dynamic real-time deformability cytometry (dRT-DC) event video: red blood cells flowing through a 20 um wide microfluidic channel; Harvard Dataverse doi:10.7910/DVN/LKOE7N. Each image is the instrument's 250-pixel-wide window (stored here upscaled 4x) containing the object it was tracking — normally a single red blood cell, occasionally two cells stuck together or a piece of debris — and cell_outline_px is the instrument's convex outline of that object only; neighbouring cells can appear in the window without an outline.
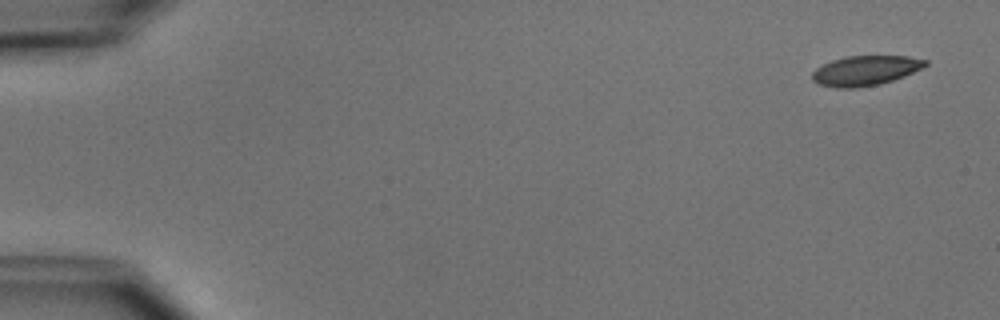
{"species": "common noctule bat (a hibernating species)", "species_latin": "Nyctalus noctula", "temperature_condition": "cold", "stored_images_in_passage": 8, "camera_frame_rate_fps": 3000, "um_per_image_px": 0.085, "animal": {"sex": "male", "body_mass_g": 15.6}, "frame": {"image": 1, "passage_image": 1, "time_ms": 0.0, "image_size_px": [1000, 320], "cell_outline_px": [[928, 64], [904, 76], [880, 84], [856, 88], [836, 88], [820, 84], [812, 80], [812, 72], [816, 68], [832, 60], [848, 56], [908, 56], [928, 60]], "centroid_in_image_um": [73.54, 6.0], "position_along_channel_um": 11.5, "area_um2": 19.54}}
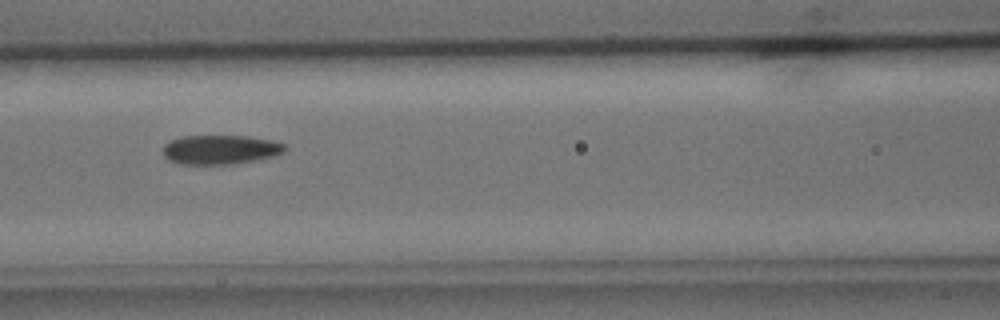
{"frame": {"image": 2, "passage_image": 7, "time_ms": 7.0, "image_size_px": [1000, 320], "cell_outline_px": [[288, 148], [284, 152], [272, 156], [232, 164], [176, 164], [168, 160], [164, 156], [164, 144], [172, 140], [184, 136], [248, 136], [272, 140], [284, 144]], "centroid_in_image_um": [18.72, 12.72], "position_along_channel_um": 147.9, "area_um2": 20.69}}
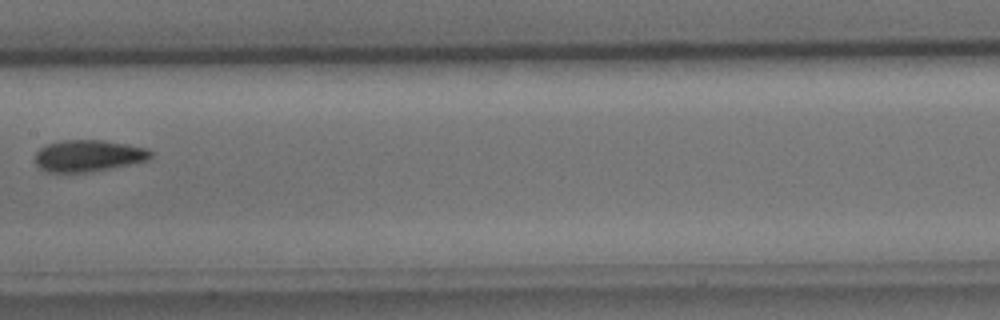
{"frame": {"image": 3, "passage_image": 8, "time_ms": 8.333, "image_size_px": [1000, 320], "cell_outline_px": [[152, 156], [148, 160], [112, 168], [88, 172], [48, 172], [40, 168], [36, 164], [36, 152], [40, 148], [48, 144], [64, 140], [100, 140], [148, 148], [152, 152]], "centroid_in_image_um": [7.52, 13.24], "position_along_channel_um": 199.9, "area_um2": 21.15}}